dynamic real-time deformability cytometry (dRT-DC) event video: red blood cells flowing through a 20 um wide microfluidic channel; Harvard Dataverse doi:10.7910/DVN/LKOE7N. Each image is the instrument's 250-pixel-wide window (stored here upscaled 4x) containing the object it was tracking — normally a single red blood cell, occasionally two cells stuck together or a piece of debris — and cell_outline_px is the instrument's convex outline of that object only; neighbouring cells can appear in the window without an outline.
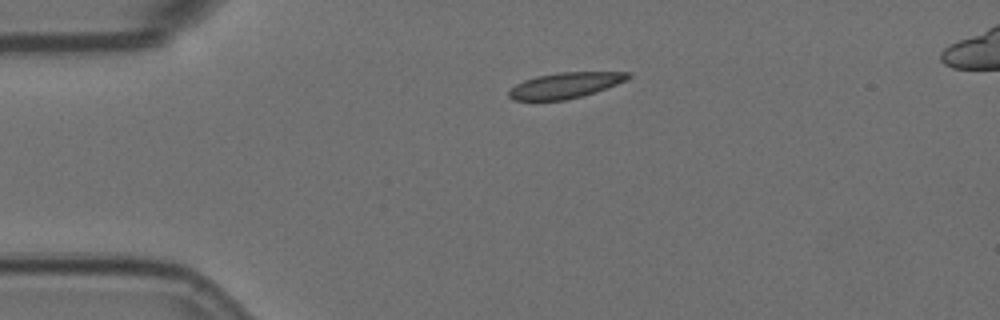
{"species": "Egyptian fruit bat (a non-hibernating species)", "species_latin": "Rousettus aegyptiacus", "temperature_condition": "room temperature", "stored_images_in_passage": 3, "camera_frame_rate_fps": 3000, "um_per_image_px": 0.085, "animal": {"sex": "female"}, "frame": {"image": 1, "passage_image": 1, "time_ms": 0.0, "image_size_px": [1000, 320], "cell_outline_px": [[632, 76], [628, 80], [596, 92], [564, 100], [512, 100], [508, 96], [508, 92], [516, 84], [524, 80], [536, 76], [560, 72], [632, 72]], "centroid_in_image_um": [48.07, 7.24], "position_along_channel_um": 36.9, "area_um2": 17.86}}